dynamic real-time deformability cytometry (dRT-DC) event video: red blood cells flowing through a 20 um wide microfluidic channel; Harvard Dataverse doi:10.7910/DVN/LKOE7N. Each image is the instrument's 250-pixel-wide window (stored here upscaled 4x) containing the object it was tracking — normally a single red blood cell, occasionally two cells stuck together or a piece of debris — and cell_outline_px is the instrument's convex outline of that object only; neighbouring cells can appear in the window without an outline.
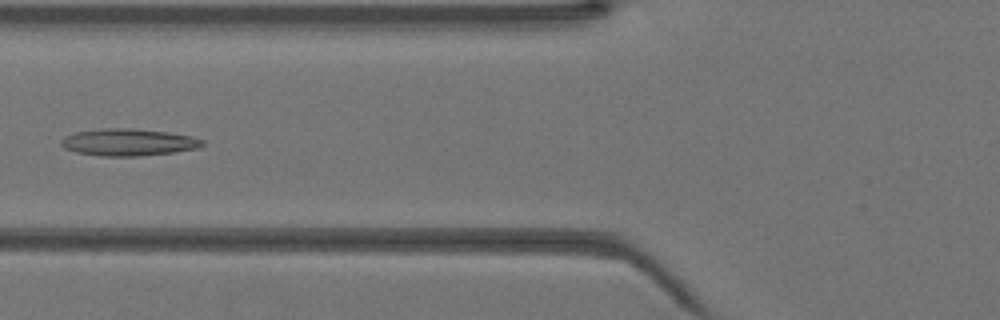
{"species": "Egyptian fruit bat (a non-hibernating species)", "species_latin": "Rousettus aegyptiacus", "temperature_condition": "warm", "stored_images_in_passage": 43, "camera_frame_rate_fps": 3000, "um_per_image_px": 0.085, "animal": {"sex": "female"}, "frame": {"image": 1, "passage_image": 17, "time_ms": 5.333, "image_size_px": [1000, 320], "cell_outline_px": [[204, 144], [196, 148], [172, 152], [140, 156], [100, 156], [76, 152], [64, 148], [60, 144], [60, 140], [64, 136], [76, 132], [104, 128], [128, 128], [168, 132], [192, 136], [204, 140]], "centroid_in_image_um": [10.88, 12.09], "position_along_channel_um": 114.9, "area_um2": 22.2}}
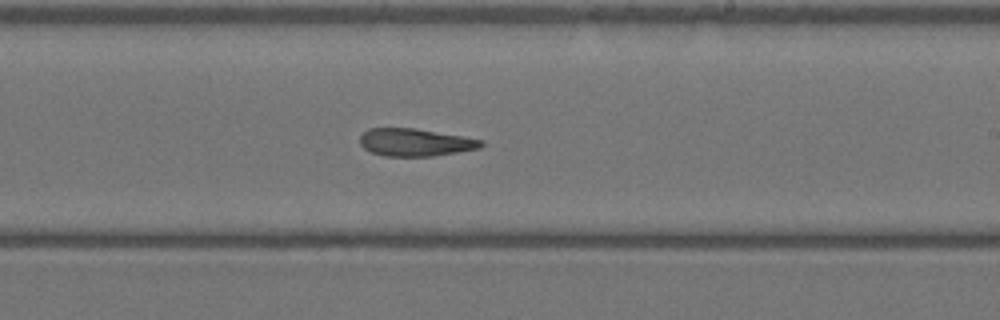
{"frame": {"image": 2, "passage_image": 26, "time_ms": 8.333, "image_size_px": [1000, 320], "cell_outline_px": [[484, 144], [480, 148], [432, 156], [384, 156], [372, 152], [364, 148], [360, 144], [360, 136], [368, 128], [416, 128], [464, 136], [484, 140]], "centroid_in_image_um": [35.31, 12.09], "position_along_channel_um": 253.7, "area_um2": 19.54}}
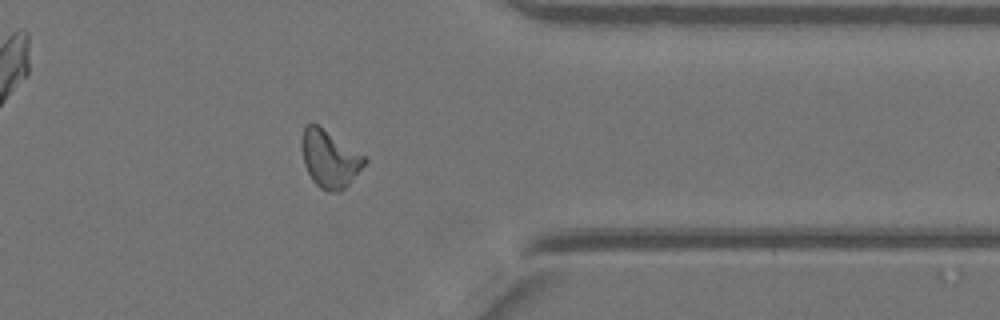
{"frame": {"image": 3, "passage_image": 35, "time_ms": 11.333, "image_size_px": [1000, 320], "cell_outline_px": [[368, 160], [352, 180], [340, 192], [328, 192], [320, 188], [312, 180], [304, 164], [300, 148], [300, 140], [304, 128], [308, 124], [316, 124], [364, 156]], "centroid_in_image_um": [27.98, 13.52], "position_along_channel_um": 383.4, "area_um2": 20.69}}